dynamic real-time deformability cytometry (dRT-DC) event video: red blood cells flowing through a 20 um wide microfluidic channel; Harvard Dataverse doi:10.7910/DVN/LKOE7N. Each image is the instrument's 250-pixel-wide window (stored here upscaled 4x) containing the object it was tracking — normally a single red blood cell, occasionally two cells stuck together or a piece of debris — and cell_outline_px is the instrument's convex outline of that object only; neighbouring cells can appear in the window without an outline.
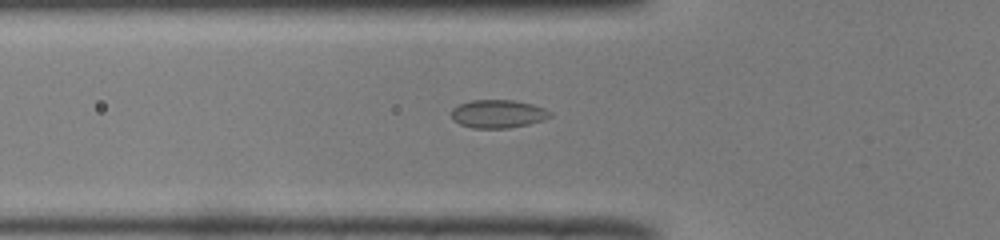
{"species": "common noctule bat (a hibernating species)", "species_latin": "Nyctalus noctula", "temperature_condition": "room temperature", "stored_images_in_passage": 35, "camera_frame_rate_fps": 3000, "um_per_image_px": 0.085, "animal": {"sex": "male", "body_mass_g": 19.0, "forearm_length_mm": 50.8}, "frame": {"image": 1, "passage_image": 2, "time_ms": 0.333, "image_size_px": [1000, 240], "cell_outline_px": [[552, 116], [544, 120], [528, 124], [508, 128], [472, 128], [460, 124], [452, 116], [452, 108], [460, 104], [472, 100], [516, 100], [532, 104], [544, 108], [552, 112]], "centroid_in_image_um": [42.37, 9.67], "position_along_channel_um": 83.4, "area_um2": 16.18}}
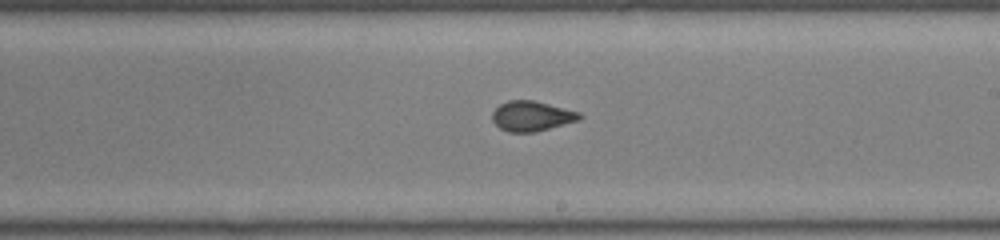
{"frame": {"image": 2, "passage_image": 14, "time_ms": 4.333, "image_size_px": [1000, 240], "cell_outline_px": [[584, 116], [580, 120], [536, 132], [508, 132], [500, 128], [492, 120], [492, 112], [500, 104], [508, 100], [532, 100], [580, 112]], "centroid_in_image_um": [45.21, 9.87], "position_along_channel_um": 243.8, "area_um2": 15.32}}
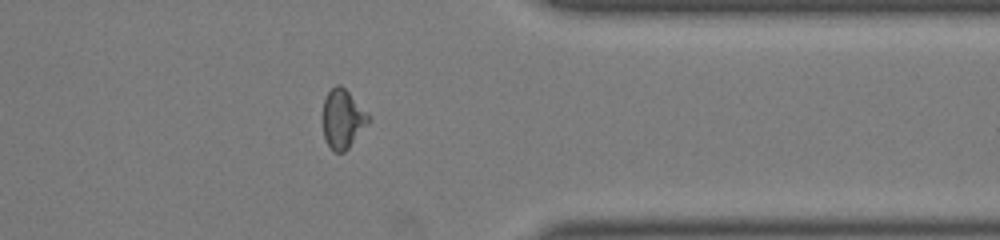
{"frame": {"image": 3, "passage_image": 25, "time_ms": 8.0, "image_size_px": [1000, 240], "cell_outline_px": [[372, 120], [348, 148], [344, 152], [336, 152], [324, 140], [324, 100], [328, 92], [336, 84], [340, 84], [368, 112]], "centroid_in_image_um": [29.17, 10.1], "position_along_channel_um": 382.2, "area_um2": 15.55}}